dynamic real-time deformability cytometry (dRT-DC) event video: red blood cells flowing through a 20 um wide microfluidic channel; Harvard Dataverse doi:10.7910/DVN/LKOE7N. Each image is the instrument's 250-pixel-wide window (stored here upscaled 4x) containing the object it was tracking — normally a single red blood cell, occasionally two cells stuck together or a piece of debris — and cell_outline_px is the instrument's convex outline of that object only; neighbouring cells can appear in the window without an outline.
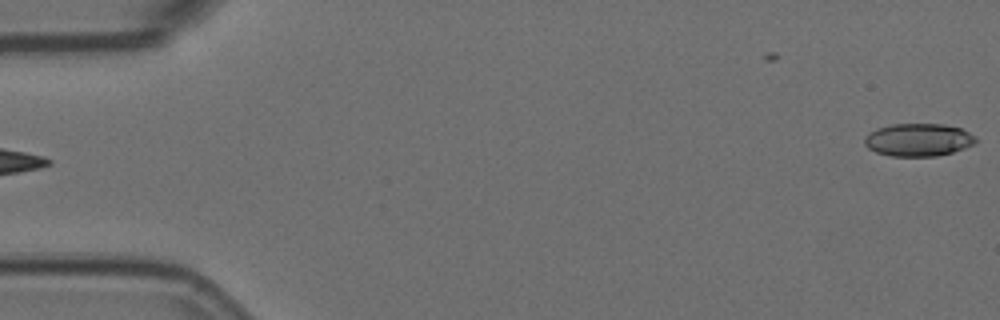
{"species": "Egyptian fruit bat (a non-hibernating species)", "species_latin": "Rousettus aegyptiacus", "temperature_condition": "room temperature", "stored_images_in_passage": 5, "segment_of_instrument_passage": [2, 2], "camera_frame_rate_fps": 3000, "um_per_image_px": 0.085, "animal": {"sex": "female"}, "frame": {"image": 1, "passage_image": 5, "time_ms": 1.333, "image_size_px": [1000, 320], "cell_outline_px": [[976, 144], [952, 152], [936, 156], [892, 156], [876, 152], [868, 148], [864, 144], [864, 136], [876, 128], [892, 124], [944, 124], [960, 128], [976, 136]], "centroid_in_image_um": [78.05, 11.88], "position_along_channel_um": 7.0, "area_um2": 21.33}}